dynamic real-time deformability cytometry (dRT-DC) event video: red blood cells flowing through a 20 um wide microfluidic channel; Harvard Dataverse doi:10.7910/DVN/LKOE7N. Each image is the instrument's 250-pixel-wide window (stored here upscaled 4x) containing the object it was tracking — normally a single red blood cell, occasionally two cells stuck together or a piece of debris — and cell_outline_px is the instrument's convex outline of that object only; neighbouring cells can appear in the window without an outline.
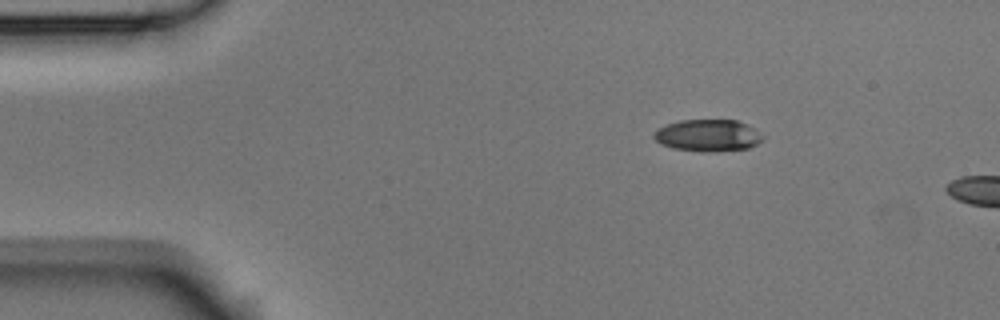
{"species": "Egyptian fruit bat (a non-hibernating species)", "species_latin": "Rousettus aegyptiacus", "temperature_condition": "room temperature", "stored_images_in_passage": 4, "camera_frame_rate_fps": 3000, "um_per_image_px": 0.085, "animal": {"sex": "male"}, "frame": {"image": 1, "passage_image": 2, "time_ms": 0.333, "image_size_px": [1000, 320], "cell_outline_px": [[764, 140], [748, 148], [672, 148], [660, 144], [652, 136], [656, 128], [680, 120], [736, 120], [748, 124], [764, 136]], "centroid_in_image_um": [60.15, 11.44], "position_along_channel_um": 24.8, "area_um2": 19.19}}